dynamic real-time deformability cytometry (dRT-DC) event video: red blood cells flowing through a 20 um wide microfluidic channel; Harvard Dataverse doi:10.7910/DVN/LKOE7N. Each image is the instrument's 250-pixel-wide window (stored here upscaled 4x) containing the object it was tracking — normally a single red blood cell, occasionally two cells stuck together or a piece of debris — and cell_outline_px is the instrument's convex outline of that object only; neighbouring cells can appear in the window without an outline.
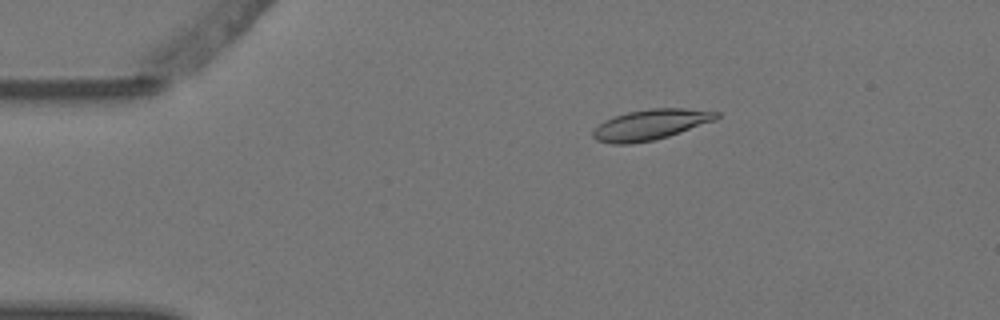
{"species": "Egyptian fruit bat (a non-hibernating species)", "species_latin": "Rousettus aegyptiacus", "temperature_condition": "warm", "stored_images_in_passage": 8, "camera_frame_rate_fps": 3000, "um_per_image_px": 0.085, "animal": {"sex": "female"}, "frame": {"image": 1, "passage_image": 3, "time_ms": 0.667, "image_size_px": [1000, 320], "cell_outline_px": [[720, 116], [716, 120], [656, 140], [632, 144], [612, 144], [596, 140], [592, 136], [592, 132], [604, 120], [628, 112], [652, 108], [684, 108], [720, 112]], "centroid_in_image_um": [55.31, 10.6], "position_along_channel_um": 29.7, "area_um2": 21.91}}
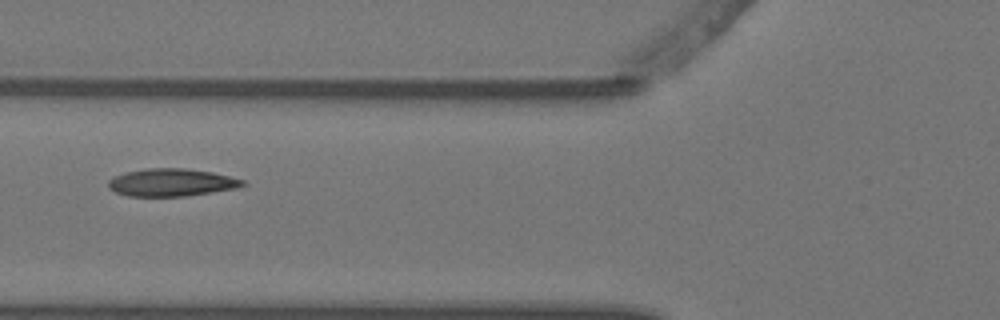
{"frame": {"image": 2, "passage_image": 6, "time_ms": 1.667, "image_size_px": [1000, 320], "cell_outline_px": [[248, 184], [236, 188], [188, 196], [128, 196], [116, 192], [108, 188], [108, 180], [116, 176], [128, 172], [144, 168], [184, 168], [212, 172], [244, 180]], "centroid_in_image_um": [14.59, 15.51], "position_along_channel_um": 111.2, "area_um2": 21.56}}
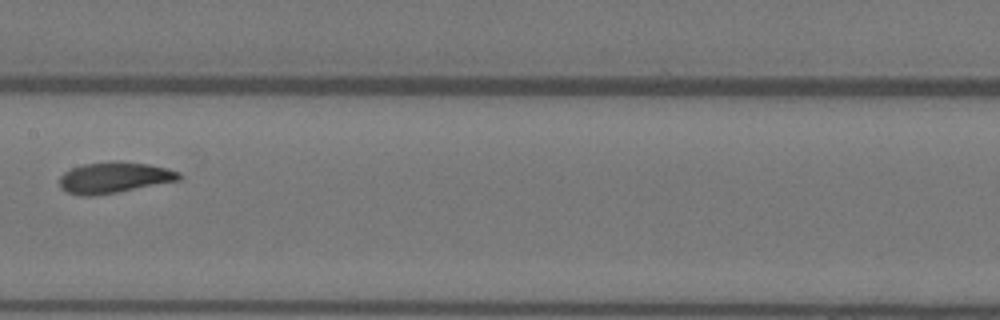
{"frame": {"image": 3, "passage_image": 8, "time_ms": 2.333, "image_size_px": [1000, 320], "cell_outline_px": [[184, 176], [180, 180], [96, 196], [80, 196], [68, 192], [60, 188], [60, 176], [64, 172], [72, 168], [84, 164], [112, 160], [116, 160], [148, 164], [168, 168], [180, 172]], "centroid_in_image_um": [9.72, 15.09], "position_along_channel_um": 197.7, "area_um2": 21.85}}